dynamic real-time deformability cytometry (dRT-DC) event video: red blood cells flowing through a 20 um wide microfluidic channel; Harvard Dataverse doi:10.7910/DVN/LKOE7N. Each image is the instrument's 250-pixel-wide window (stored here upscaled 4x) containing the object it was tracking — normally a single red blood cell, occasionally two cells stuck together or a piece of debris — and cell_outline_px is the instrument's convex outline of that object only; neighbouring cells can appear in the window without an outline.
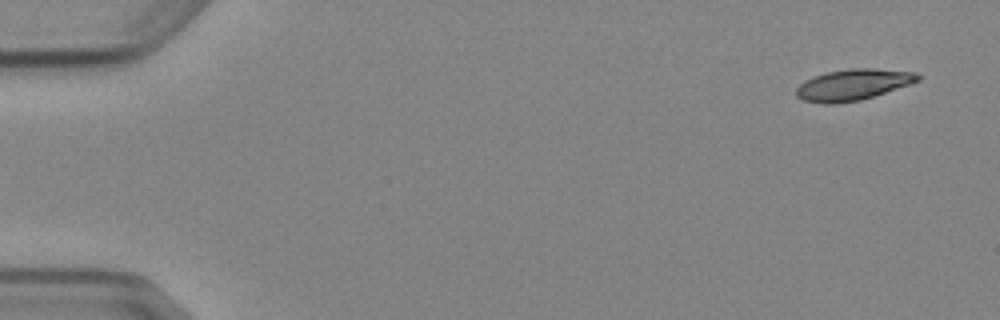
{"species": "Egyptian fruit bat (a non-hibernating species)", "species_latin": "Rousettus aegyptiacus", "temperature_condition": "cold", "stored_images_in_passage": 6, "camera_frame_rate_fps": 3000, "um_per_image_px": 0.085, "animal": {"sex": "female"}, "frame": {"image": 1, "passage_image": 1, "time_ms": 0.0, "image_size_px": [1000, 320], "cell_outline_px": [[920, 80], [860, 100], [836, 104], [824, 104], [804, 100], [796, 96], [796, 88], [804, 80], [828, 72], [848, 68], [872, 68], [916, 72], [920, 76]], "centroid_in_image_um": [72.47, 7.2], "position_along_channel_um": 12.5, "area_um2": 21.79}}
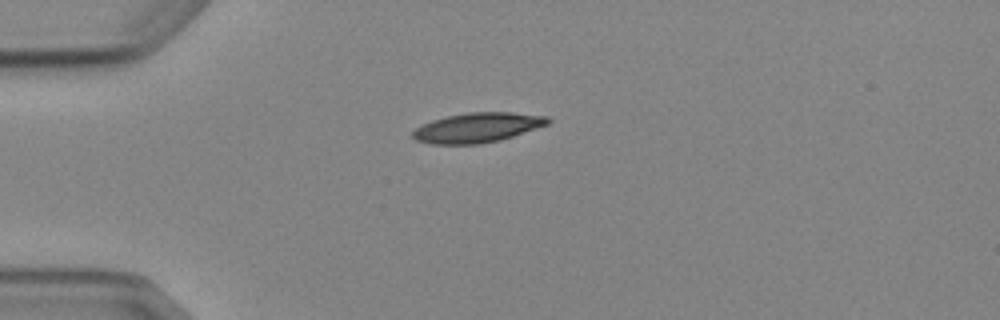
{"frame": {"image": 2, "passage_image": 4, "time_ms": 3.667, "image_size_px": [1000, 320], "cell_outline_px": [[552, 120], [548, 124], [500, 140], [480, 144], [432, 144], [416, 140], [412, 136], [412, 132], [416, 128], [432, 120], [448, 116], [468, 112], [512, 112], [548, 116]], "centroid_in_image_um": [40.59, 10.84], "position_along_channel_um": 44.4, "area_um2": 23.29}}
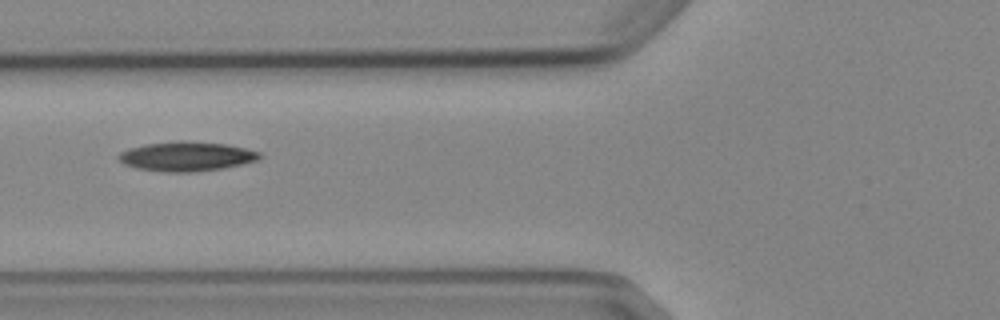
{"frame": {"image": 3, "passage_image": 6, "time_ms": 6.0, "image_size_px": [1000, 320], "cell_outline_px": [[264, 156], [260, 160], [224, 168], [196, 172], [164, 172], [136, 168], [124, 164], [116, 156], [120, 152], [128, 148], [144, 144], [176, 140], [184, 140], [224, 144], [244, 148], [260, 152]], "centroid_in_image_um": [15.85, 13.29], "position_along_channel_um": 109.9, "area_um2": 24.57}}